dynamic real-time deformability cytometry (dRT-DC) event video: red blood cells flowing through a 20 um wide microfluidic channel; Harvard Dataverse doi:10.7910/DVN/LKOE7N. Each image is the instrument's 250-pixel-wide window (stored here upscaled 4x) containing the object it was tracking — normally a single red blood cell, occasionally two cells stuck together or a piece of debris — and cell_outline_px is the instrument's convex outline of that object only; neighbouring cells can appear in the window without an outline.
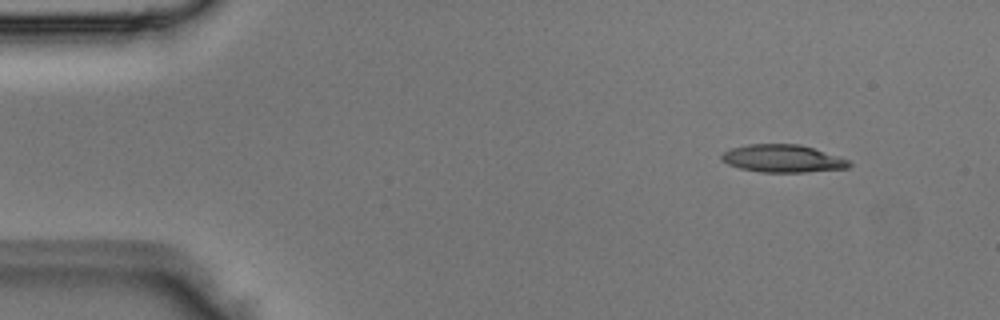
{"species": "Egyptian fruit bat (a non-hibernating species)", "species_latin": "Rousettus aegyptiacus", "temperature_condition": "room temperature", "stored_images_in_passage": 4, "segment_of_instrument_passage": [2, 2], "camera_frame_rate_fps": 3000, "um_per_image_px": 0.085, "animal": {"sex": "male"}, "frame": {"image": 1, "passage_image": 4, "time_ms": 1.0, "image_size_px": [1000, 320], "cell_outline_px": [[852, 164], [848, 168], [804, 172], [760, 172], [740, 168], [728, 164], [720, 156], [724, 152], [732, 148], [748, 144], [800, 144], [852, 160]], "centroid_in_image_um": [66.58, 13.47], "position_along_channel_um": 18.4, "area_um2": 20.52}}